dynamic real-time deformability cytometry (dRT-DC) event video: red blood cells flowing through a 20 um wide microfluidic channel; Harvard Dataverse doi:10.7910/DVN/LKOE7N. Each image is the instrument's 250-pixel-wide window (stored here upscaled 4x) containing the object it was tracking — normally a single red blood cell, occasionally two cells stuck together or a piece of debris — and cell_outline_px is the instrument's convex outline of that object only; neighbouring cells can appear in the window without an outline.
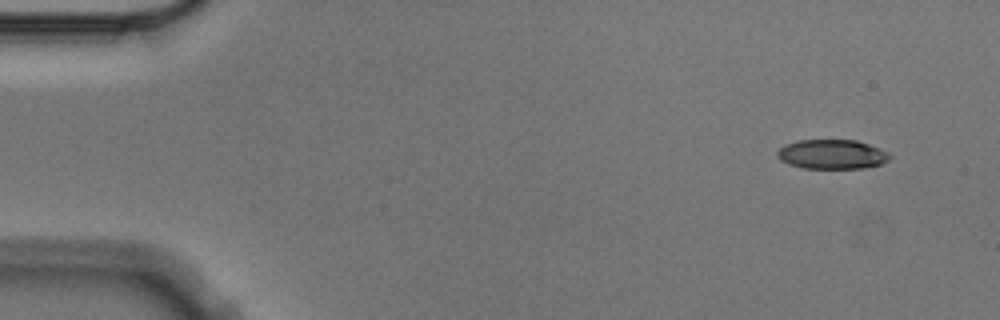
{"species": "Egyptian fruit bat (a non-hibernating species)", "species_latin": "Rousettus aegyptiacus", "temperature_condition": "cold", "stored_images_in_passage": 9, "camera_frame_rate_fps": 3000, "um_per_image_px": 0.085, "animal": {"sex": "male"}, "frame": {"image": 1, "passage_image": 1, "time_ms": 0.0, "image_size_px": [1000, 320], "cell_outline_px": [[892, 156], [888, 160], [880, 164], [864, 168], [804, 168], [788, 164], [780, 160], [776, 156], [776, 152], [784, 144], [796, 140], [856, 140], [868, 144], [888, 152]], "centroid_in_image_um": [70.68, 13.11], "position_along_channel_um": 14.3, "area_um2": 19.36}}
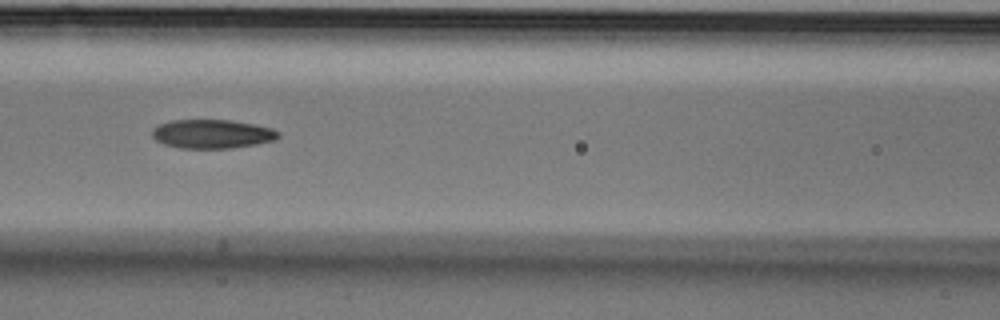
{"frame": {"image": 2, "passage_image": 6, "time_ms": 1.667, "image_size_px": [1000, 320], "cell_outline_px": [[280, 136], [276, 140], [256, 144], [228, 148], [180, 148], [164, 144], [156, 140], [152, 136], [152, 128], [160, 124], [172, 120], [232, 120], [256, 124], [272, 128], [280, 132]], "centroid_in_image_um": [18.06, 11.38], "position_along_channel_um": 148.5, "area_um2": 21.33}}
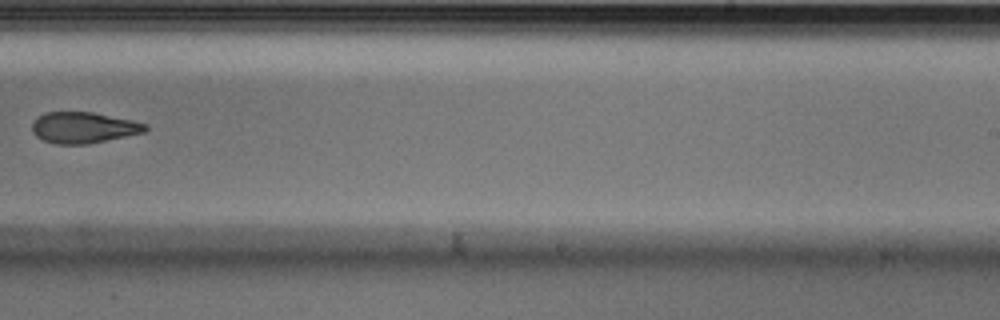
{"frame": {"image": 3, "passage_image": 9, "time_ms": 2.667, "image_size_px": [1000, 320], "cell_outline_px": [[148, 128], [144, 132], [88, 144], [56, 144], [44, 140], [36, 136], [32, 132], [32, 124], [36, 116], [44, 112], [92, 112], [132, 120], [148, 124]], "centroid_in_image_um": [7.07, 10.84], "position_along_channel_um": 281.9, "area_um2": 20.52}}